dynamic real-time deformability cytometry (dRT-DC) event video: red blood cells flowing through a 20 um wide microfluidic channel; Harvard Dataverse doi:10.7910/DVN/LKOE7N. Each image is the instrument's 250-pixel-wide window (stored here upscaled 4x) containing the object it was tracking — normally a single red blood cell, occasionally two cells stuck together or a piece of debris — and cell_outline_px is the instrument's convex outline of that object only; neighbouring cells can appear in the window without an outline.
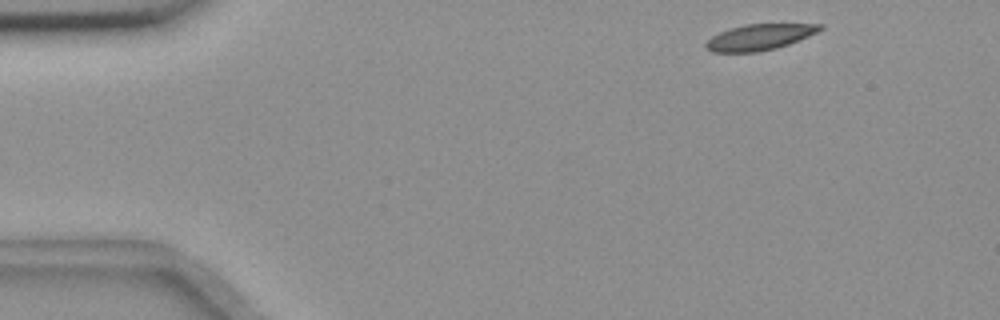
{"species": "common noctule bat (a hibernating species)", "species_latin": "Nyctalus noctula", "temperature_condition": "room temperature", "stored_images_in_passage": 50, "camera_frame_rate_fps": 3000, "um_per_image_px": 0.085, "animal": {"sex": "female", "body_mass_g": 18.4}, "frame": {"image": 1, "passage_image": 1, "time_ms": 0.0, "image_size_px": [1000, 320], "cell_outline_px": [[824, 28], [808, 36], [788, 44], [776, 48], [760, 52], [712, 52], [704, 48], [704, 44], [712, 36], [728, 28], [744, 24], [824, 24]], "centroid_in_image_um": [64.52, 3.16], "position_along_channel_um": 20.5, "area_um2": 17.28}}
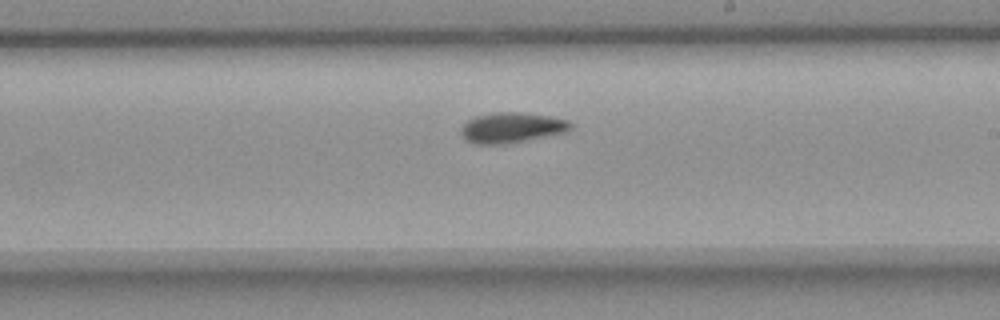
{"frame": {"image": 2, "passage_image": 27, "time_ms": 8.667, "image_size_px": [1000, 320], "cell_outline_px": [[572, 128], [564, 132], [508, 144], [476, 144], [468, 140], [460, 132], [460, 128], [468, 120], [476, 116], [496, 112], [520, 112], [548, 116], [568, 120], [572, 124]], "centroid_in_image_um": [43.49, 10.85], "position_along_channel_um": 245.5, "area_um2": 19.19}}
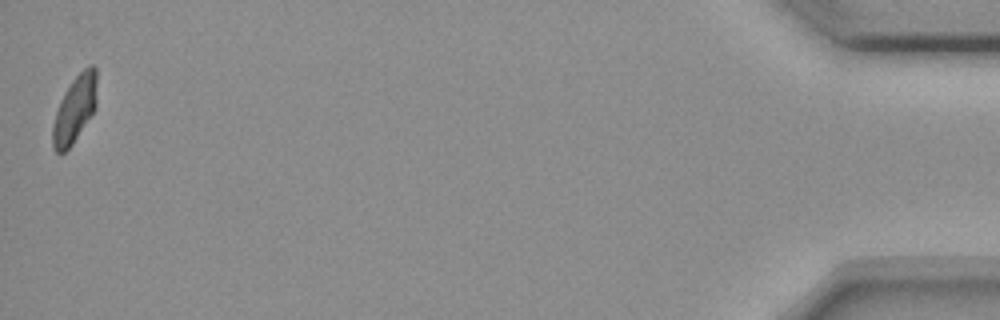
{"frame": {"image": 3, "passage_image": 50, "time_ms": 16.333, "image_size_px": [1000, 320], "cell_outline_px": [[96, 108], [72, 144], [64, 152], [56, 152], [52, 148], [52, 124], [60, 100], [64, 92], [72, 80], [88, 64], [92, 64], [96, 68]], "centroid_in_image_um": [6.34, 9.27], "position_along_channel_um": 428.9, "area_um2": 17.22}, "authors_computed_cell_mechanics": {"area_um2": 18.5538, "velocity_mm_per_s": 3.6081, "shape_relaxation_time_tau1_ms": 9.4348, "shape_relaxation_time_tau2_ms": null, "deformation_change_tau1": 0.1994, "deformation_change_tau2": null}}